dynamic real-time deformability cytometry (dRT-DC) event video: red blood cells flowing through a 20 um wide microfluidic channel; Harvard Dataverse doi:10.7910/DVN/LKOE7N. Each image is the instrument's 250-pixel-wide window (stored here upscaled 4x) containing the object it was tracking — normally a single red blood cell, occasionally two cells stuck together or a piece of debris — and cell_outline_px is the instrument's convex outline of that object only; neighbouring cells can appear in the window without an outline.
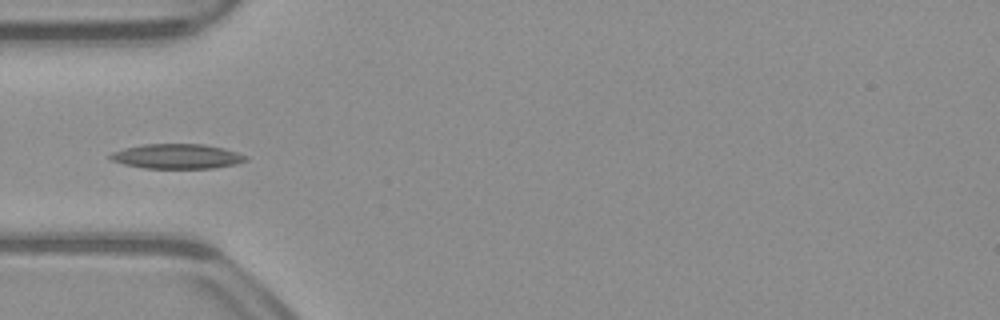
{"species": "common noctule bat (a hibernating species)", "species_latin": "Nyctalus noctula", "temperature_condition": "warm", "stored_images_in_passage": 37, "camera_frame_rate_fps": 3000, "um_per_image_px": 0.085, "animal": {"sex": "male", "body_mass_g": 23.1, "forearm_length_mm": 52.7}, "frame": {"image": 1, "passage_image": 6, "time_ms": 1.667, "image_size_px": [1000, 320], "cell_outline_px": [[248, 160], [236, 164], [212, 168], [144, 168], [124, 164], [112, 160], [108, 156], [112, 152], [124, 148], [144, 144], [204, 144], [224, 148], [248, 156]], "centroid_in_image_um": [15.06, 13.28], "position_along_channel_um": 69.9, "area_um2": 19.54}}
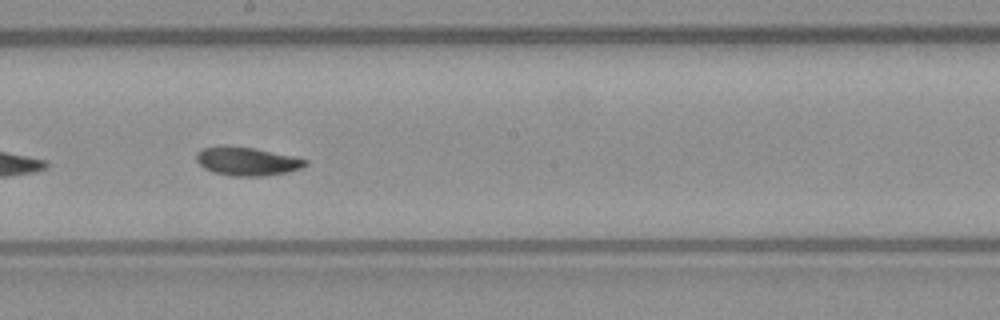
{"frame": {"image": 2, "passage_image": 18, "time_ms": 5.667, "image_size_px": [1000, 320], "cell_outline_px": [[308, 164], [300, 168], [288, 172], [264, 176], [232, 176], [212, 172], [204, 168], [196, 160], [196, 152], [204, 148], [224, 144], [256, 148], [292, 156], [308, 160]], "centroid_in_image_um": [20.97, 13.7], "position_along_channel_um": 227.2, "area_um2": 18.32}}
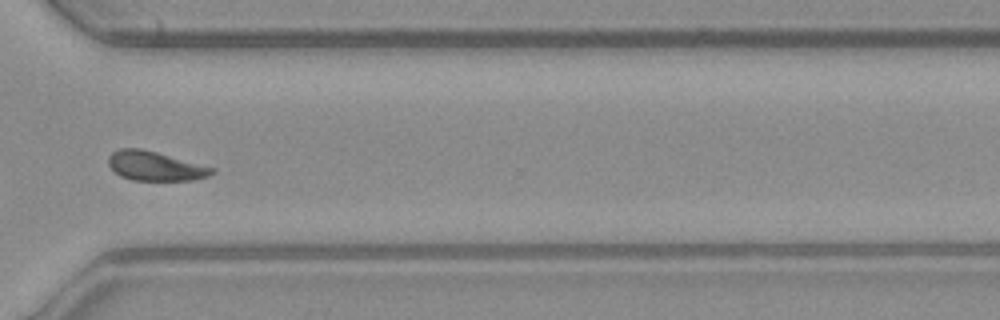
{"frame": {"image": 3, "passage_image": 28, "time_ms": 9.0, "image_size_px": [1000, 320], "cell_outline_px": [[216, 172], [208, 176], [192, 180], [132, 180], [120, 176], [108, 164], [108, 156], [112, 152], [120, 148], [140, 148], [156, 152], [216, 168]], "centroid_in_image_um": [13.19, 14.11], "position_along_channel_um": 357.4, "area_um2": 17.63}, "authors_computed_cell_mechanics": {"area_um2": 17.8602, "velocity_mm_per_s": 3.9083, "shape_relaxation_time_tau1_ms": 3.6402, "shape_relaxation_time_tau2_ms": 4.6589, "deformation_change_tau1": 0.1219, "deformation_change_tau2": 0.0931}}